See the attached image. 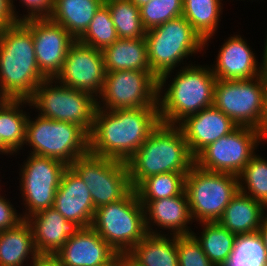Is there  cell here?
<instances>
[{
    "label": "cell",
    "mask_w": 267,
    "mask_h": 266,
    "mask_svg": "<svg viewBox=\"0 0 267 266\" xmlns=\"http://www.w3.org/2000/svg\"><path fill=\"white\" fill-rule=\"evenodd\" d=\"M104 0H54L50 19L63 26L76 40L87 30Z\"/></svg>",
    "instance_id": "4316f807"
},
{
    "label": "cell",
    "mask_w": 267,
    "mask_h": 266,
    "mask_svg": "<svg viewBox=\"0 0 267 266\" xmlns=\"http://www.w3.org/2000/svg\"><path fill=\"white\" fill-rule=\"evenodd\" d=\"M105 74L102 50L76 40L70 46L63 67L54 79L68 87L87 92L98 100Z\"/></svg>",
    "instance_id": "9a60e30c"
},
{
    "label": "cell",
    "mask_w": 267,
    "mask_h": 266,
    "mask_svg": "<svg viewBox=\"0 0 267 266\" xmlns=\"http://www.w3.org/2000/svg\"><path fill=\"white\" fill-rule=\"evenodd\" d=\"M22 22L31 30L40 72L46 78H55L76 39L50 18L28 19Z\"/></svg>",
    "instance_id": "2e32d148"
},
{
    "label": "cell",
    "mask_w": 267,
    "mask_h": 266,
    "mask_svg": "<svg viewBox=\"0 0 267 266\" xmlns=\"http://www.w3.org/2000/svg\"><path fill=\"white\" fill-rule=\"evenodd\" d=\"M264 210L267 208L262 203L238 192L225 207L217 222L236 235L255 233L267 216Z\"/></svg>",
    "instance_id": "603a6c76"
},
{
    "label": "cell",
    "mask_w": 267,
    "mask_h": 266,
    "mask_svg": "<svg viewBox=\"0 0 267 266\" xmlns=\"http://www.w3.org/2000/svg\"><path fill=\"white\" fill-rule=\"evenodd\" d=\"M121 266H132V265L128 260H126Z\"/></svg>",
    "instance_id": "c3c4849f"
},
{
    "label": "cell",
    "mask_w": 267,
    "mask_h": 266,
    "mask_svg": "<svg viewBox=\"0 0 267 266\" xmlns=\"http://www.w3.org/2000/svg\"><path fill=\"white\" fill-rule=\"evenodd\" d=\"M262 135L264 139L267 137V71H266L265 108H264V118L262 125Z\"/></svg>",
    "instance_id": "7bdbcfd3"
},
{
    "label": "cell",
    "mask_w": 267,
    "mask_h": 266,
    "mask_svg": "<svg viewBox=\"0 0 267 266\" xmlns=\"http://www.w3.org/2000/svg\"><path fill=\"white\" fill-rule=\"evenodd\" d=\"M223 266H267V253L259 233L237 235L233 251Z\"/></svg>",
    "instance_id": "d6a6232c"
},
{
    "label": "cell",
    "mask_w": 267,
    "mask_h": 266,
    "mask_svg": "<svg viewBox=\"0 0 267 266\" xmlns=\"http://www.w3.org/2000/svg\"><path fill=\"white\" fill-rule=\"evenodd\" d=\"M33 231L36 252L39 255H55L82 227L68 221L53 207L32 214L26 219Z\"/></svg>",
    "instance_id": "ffe728a7"
},
{
    "label": "cell",
    "mask_w": 267,
    "mask_h": 266,
    "mask_svg": "<svg viewBox=\"0 0 267 266\" xmlns=\"http://www.w3.org/2000/svg\"><path fill=\"white\" fill-rule=\"evenodd\" d=\"M28 101L29 106L40 110L39 116L74 123L88 134L92 130L97 99L87 92L63 85L54 78H46Z\"/></svg>",
    "instance_id": "ba28073f"
},
{
    "label": "cell",
    "mask_w": 267,
    "mask_h": 266,
    "mask_svg": "<svg viewBox=\"0 0 267 266\" xmlns=\"http://www.w3.org/2000/svg\"><path fill=\"white\" fill-rule=\"evenodd\" d=\"M53 208L68 221L78 223L82 228L91 226L95 207L85 183L68 166L56 191Z\"/></svg>",
    "instance_id": "ac0fdd59"
},
{
    "label": "cell",
    "mask_w": 267,
    "mask_h": 266,
    "mask_svg": "<svg viewBox=\"0 0 267 266\" xmlns=\"http://www.w3.org/2000/svg\"><path fill=\"white\" fill-rule=\"evenodd\" d=\"M118 39L108 6L103 3L96 11L87 30L77 39L80 43L103 50Z\"/></svg>",
    "instance_id": "e575fe53"
},
{
    "label": "cell",
    "mask_w": 267,
    "mask_h": 266,
    "mask_svg": "<svg viewBox=\"0 0 267 266\" xmlns=\"http://www.w3.org/2000/svg\"><path fill=\"white\" fill-rule=\"evenodd\" d=\"M29 155L20 171V191L25 202L23 204L27 206L25 209L28 210L22 216L23 219L53 207L61 176L68 167L55 158Z\"/></svg>",
    "instance_id": "5bb4252c"
},
{
    "label": "cell",
    "mask_w": 267,
    "mask_h": 266,
    "mask_svg": "<svg viewBox=\"0 0 267 266\" xmlns=\"http://www.w3.org/2000/svg\"><path fill=\"white\" fill-rule=\"evenodd\" d=\"M201 236L192 233L202 246L214 266H223L231 255L236 234L231 233L219 222H202Z\"/></svg>",
    "instance_id": "f546056e"
},
{
    "label": "cell",
    "mask_w": 267,
    "mask_h": 266,
    "mask_svg": "<svg viewBox=\"0 0 267 266\" xmlns=\"http://www.w3.org/2000/svg\"><path fill=\"white\" fill-rule=\"evenodd\" d=\"M158 95L159 79L151 71L106 72L97 107L102 110L159 108Z\"/></svg>",
    "instance_id": "7c38bea8"
},
{
    "label": "cell",
    "mask_w": 267,
    "mask_h": 266,
    "mask_svg": "<svg viewBox=\"0 0 267 266\" xmlns=\"http://www.w3.org/2000/svg\"><path fill=\"white\" fill-rule=\"evenodd\" d=\"M23 104L29 105V101L0 99V137L14 154L25 143L26 123L29 115L27 116L26 112L20 109L24 106Z\"/></svg>",
    "instance_id": "83f0119b"
},
{
    "label": "cell",
    "mask_w": 267,
    "mask_h": 266,
    "mask_svg": "<svg viewBox=\"0 0 267 266\" xmlns=\"http://www.w3.org/2000/svg\"><path fill=\"white\" fill-rule=\"evenodd\" d=\"M33 266H65L54 255H39Z\"/></svg>",
    "instance_id": "60d3db41"
},
{
    "label": "cell",
    "mask_w": 267,
    "mask_h": 266,
    "mask_svg": "<svg viewBox=\"0 0 267 266\" xmlns=\"http://www.w3.org/2000/svg\"><path fill=\"white\" fill-rule=\"evenodd\" d=\"M187 173H161L143 179L134 189L144 206L150 200L180 195L185 190Z\"/></svg>",
    "instance_id": "4dcf8cb0"
},
{
    "label": "cell",
    "mask_w": 267,
    "mask_h": 266,
    "mask_svg": "<svg viewBox=\"0 0 267 266\" xmlns=\"http://www.w3.org/2000/svg\"><path fill=\"white\" fill-rule=\"evenodd\" d=\"M139 9L142 25L147 31L182 16L183 0H151Z\"/></svg>",
    "instance_id": "d590c367"
},
{
    "label": "cell",
    "mask_w": 267,
    "mask_h": 266,
    "mask_svg": "<svg viewBox=\"0 0 267 266\" xmlns=\"http://www.w3.org/2000/svg\"><path fill=\"white\" fill-rule=\"evenodd\" d=\"M222 46L211 68L217 80L251 79L267 71L262 63L257 65L255 53L240 35L229 37Z\"/></svg>",
    "instance_id": "d6986e66"
},
{
    "label": "cell",
    "mask_w": 267,
    "mask_h": 266,
    "mask_svg": "<svg viewBox=\"0 0 267 266\" xmlns=\"http://www.w3.org/2000/svg\"><path fill=\"white\" fill-rule=\"evenodd\" d=\"M31 119H27L24 143L32 147L30 154L55 158L69 166L89 152V134L81 126L39 115Z\"/></svg>",
    "instance_id": "52a82bcc"
},
{
    "label": "cell",
    "mask_w": 267,
    "mask_h": 266,
    "mask_svg": "<svg viewBox=\"0 0 267 266\" xmlns=\"http://www.w3.org/2000/svg\"><path fill=\"white\" fill-rule=\"evenodd\" d=\"M178 126L181 128L189 151L194 158L208 145L238 127L231 118L214 106L187 116Z\"/></svg>",
    "instance_id": "e0dca14e"
},
{
    "label": "cell",
    "mask_w": 267,
    "mask_h": 266,
    "mask_svg": "<svg viewBox=\"0 0 267 266\" xmlns=\"http://www.w3.org/2000/svg\"><path fill=\"white\" fill-rule=\"evenodd\" d=\"M69 167L87 186L95 209L124 198L133 189L126 162L88 152Z\"/></svg>",
    "instance_id": "8fae6325"
},
{
    "label": "cell",
    "mask_w": 267,
    "mask_h": 266,
    "mask_svg": "<svg viewBox=\"0 0 267 266\" xmlns=\"http://www.w3.org/2000/svg\"><path fill=\"white\" fill-rule=\"evenodd\" d=\"M110 10L118 38L135 39L144 38V29L140 9L131 0H104Z\"/></svg>",
    "instance_id": "1f68e13d"
},
{
    "label": "cell",
    "mask_w": 267,
    "mask_h": 266,
    "mask_svg": "<svg viewBox=\"0 0 267 266\" xmlns=\"http://www.w3.org/2000/svg\"><path fill=\"white\" fill-rule=\"evenodd\" d=\"M266 91V72L241 80H217L213 106L231 118L237 126L262 132Z\"/></svg>",
    "instance_id": "30bf717a"
},
{
    "label": "cell",
    "mask_w": 267,
    "mask_h": 266,
    "mask_svg": "<svg viewBox=\"0 0 267 266\" xmlns=\"http://www.w3.org/2000/svg\"><path fill=\"white\" fill-rule=\"evenodd\" d=\"M38 256L33 231L26 219L16 227L0 232V266H23L29 258L30 266H33Z\"/></svg>",
    "instance_id": "484cf974"
},
{
    "label": "cell",
    "mask_w": 267,
    "mask_h": 266,
    "mask_svg": "<svg viewBox=\"0 0 267 266\" xmlns=\"http://www.w3.org/2000/svg\"><path fill=\"white\" fill-rule=\"evenodd\" d=\"M137 7H141L142 5L149 3L151 0H131Z\"/></svg>",
    "instance_id": "7dc6e473"
},
{
    "label": "cell",
    "mask_w": 267,
    "mask_h": 266,
    "mask_svg": "<svg viewBox=\"0 0 267 266\" xmlns=\"http://www.w3.org/2000/svg\"><path fill=\"white\" fill-rule=\"evenodd\" d=\"M13 0H0V31L19 21Z\"/></svg>",
    "instance_id": "ab89813d"
},
{
    "label": "cell",
    "mask_w": 267,
    "mask_h": 266,
    "mask_svg": "<svg viewBox=\"0 0 267 266\" xmlns=\"http://www.w3.org/2000/svg\"><path fill=\"white\" fill-rule=\"evenodd\" d=\"M126 256L132 266H179L176 235L148 233Z\"/></svg>",
    "instance_id": "cb8c5ba5"
},
{
    "label": "cell",
    "mask_w": 267,
    "mask_h": 266,
    "mask_svg": "<svg viewBox=\"0 0 267 266\" xmlns=\"http://www.w3.org/2000/svg\"><path fill=\"white\" fill-rule=\"evenodd\" d=\"M126 163L134 189L151 175L188 173L195 164V158L181 128L161 122Z\"/></svg>",
    "instance_id": "3957f363"
},
{
    "label": "cell",
    "mask_w": 267,
    "mask_h": 266,
    "mask_svg": "<svg viewBox=\"0 0 267 266\" xmlns=\"http://www.w3.org/2000/svg\"><path fill=\"white\" fill-rule=\"evenodd\" d=\"M127 260L126 254L117 253L110 261L99 266H121Z\"/></svg>",
    "instance_id": "b9f144b4"
},
{
    "label": "cell",
    "mask_w": 267,
    "mask_h": 266,
    "mask_svg": "<svg viewBox=\"0 0 267 266\" xmlns=\"http://www.w3.org/2000/svg\"><path fill=\"white\" fill-rule=\"evenodd\" d=\"M0 154H6L7 153V155L8 154H12L13 155V152L2 142V140H1V137H0Z\"/></svg>",
    "instance_id": "f6af8a7d"
},
{
    "label": "cell",
    "mask_w": 267,
    "mask_h": 266,
    "mask_svg": "<svg viewBox=\"0 0 267 266\" xmlns=\"http://www.w3.org/2000/svg\"><path fill=\"white\" fill-rule=\"evenodd\" d=\"M185 192L193 220L217 222L239 192L238 176L203 170L194 164L185 176Z\"/></svg>",
    "instance_id": "9c48e42d"
},
{
    "label": "cell",
    "mask_w": 267,
    "mask_h": 266,
    "mask_svg": "<svg viewBox=\"0 0 267 266\" xmlns=\"http://www.w3.org/2000/svg\"><path fill=\"white\" fill-rule=\"evenodd\" d=\"M267 36V35H266ZM267 38V37H266ZM265 49L263 50V60H262V64L267 68V39H266V42H265V47H264Z\"/></svg>",
    "instance_id": "bcb514c9"
},
{
    "label": "cell",
    "mask_w": 267,
    "mask_h": 266,
    "mask_svg": "<svg viewBox=\"0 0 267 266\" xmlns=\"http://www.w3.org/2000/svg\"><path fill=\"white\" fill-rule=\"evenodd\" d=\"M91 227L117 253L127 254L148 234L144 206L135 189L124 198L95 209Z\"/></svg>",
    "instance_id": "8992f818"
},
{
    "label": "cell",
    "mask_w": 267,
    "mask_h": 266,
    "mask_svg": "<svg viewBox=\"0 0 267 266\" xmlns=\"http://www.w3.org/2000/svg\"><path fill=\"white\" fill-rule=\"evenodd\" d=\"M4 198L0 194V231L16 227L24 220L23 215L19 216L9 200Z\"/></svg>",
    "instance_id": "f35d334b"
},
{
    "label": "cell",
    "mask_w": 267,
    "mask_h": 266,
    "mask_svg": "<svg viewBox=\"0 0 267 266\" xmlns=\"http://www.w3.org/2000/svg\"><path fill=\"white\" fill-rule=\"evenodd\" d=\"M237 176L239 192L252 197L267 208V160L255 154Z\"/></svg>",
    "instance_id": "836d02e7"
},
{
    "label": "cell",
    "mask_w": 267,
    "mask_h": 266,
    "mask_svg": "<svg viewBox=\"0 0 267 266\" xmlns=\"http://www.w3.org/2000/svg\"><path fill=\"white\" fill-rule=\"evenodd\" d=\"M105 72L151 71L144 38L120 39L102 50Z\"/></svg>",
    "instance_id": "d4e9b609"
},
{
    "label": "cell",
    "mask_w": 267,
    "mask_h": 266,
    "mask_svg": "<svg viewBox=\"0 0 267 266\" xmlns=\"http://www.w3.org/2000/svg\"><path fill=\"white\" fill-rule=\"evenodd\" d=\"M23 5L28 7L27 13L19 17V21L36 18H49L53 8L54 0H20Z\"/></svg>",
    "instance_id": "74e56055"
},
{
    "label": "cell",
    "mask_w": 267,
    "mask_h": 266,
    "mask_svg": "<svg viewBox=\"0 0 267 266\" xmlns=\"http://www.w3.org/2000/svg\"><path fill=\"white\" fill-rule=\"evenodd\" d=\"M145 225L150 234H161L151 228V224L170 229V235H189L187 224L192 223V216L185 190L177 196L150 200L144 205ZM151 220V221H150ZM152 222V223H151Z\"/></svg>",
    "instance_id": "7402d4cb"
},
{
    "label": "cell",
    "mask_w": 267,
    "mask_h": 266,
    "mask_svg": "<svg viewBox=\"0 0 267 266\" xmlns=\"http://www.w3.org/2000/svg\"><path fill=\"white\" fill-rule=\"evenodd\" d=\"M188 65L172 78L171 85L165 88L166 92L159 90L158 106L162 123L178 125L187 116L213 106L217 79L211 67Z\"/></svg>",
    "instance_id": "277c9868"
},
{
    "label": "cell",
    "mask_w": 267,
    "mask_h": 266,
    "mask_svg": "<svg viewBox=\"0 0 267 266\" xmlns=\"http://www.w3.org/2000/svg\"><path fill=\"white\" fill-rule=\"evenodd\" d=\"M145 40L150 69L159 79V90L167 86L170 73L184 58L206 47L205 41L183 16L147 30Z\"/></svg>",
    "instance_id": "5b68a950"
},
{
    "label": "cell",
    "mask_w": 267,
    "mask_h": 266,
    "mask_svg": "<svg viewBox=\"0 0 267 266\" xmlns=\"http://www.w3.org/2000/svg\"><path fill=\"white\" fill-rule=\"evenodd\" d=\"M116 254L117 252L89 226L69 237L54 256L65 266H99L110 261Z\"/></svg>",
    "instance_id": "44dd1931"
},
{
    "label": "cell",
    "mask_w": 267,
    "mask_h": 266,
    "mask_svg": "<svg viewBox=\"0 0 267 266\" xmlns=\"http://www.w3.org/2000/svg\"><path fill=\"white\" fill-rule=\"evenodd\" d=\"M161 123L159 108H96L89 153L127 162Z\"/></svg>",
    "instance_id": "6da1fadb"
},
{
    "label": "cell",
    "mask_w": 267,
    "mask_h": 266,
    "mask_svg": "<svg viewBox=\"0 0 267 266\" xmlns=\"http://www.w3.org/2000/svg\"><path fill=\"white\" fill-rule=\"evenodd\" d=\"M179 266H214L193 234L176 235Z\"/></svg>",
    "instance_id": "8d00e7d4"
},
{
    "label": "cell",
    "mask_w": 267,
    "mask_h": 266,
    "mask_svg": "<svg viewBox=\"0 0 267 266\" xmlns=\"http://www.w3.org/2000/svg\"><path fill=\"white\" fill-rule=\"evenodd\" d=\"M262 140L264 137L260 130L238 126L204 148L195 157V165L211 172L238 175L255 155L254 150Z\"/></svg>",
    "instance_id": "4fadbf2b"
},
{
    "label": "cell",
    "mask_w": 267,
    "mask_h": 266,
    "mask_svg": "<svg viewBox=\"0 0 267 266\" xmlns=\"http://www.w3.org/2000/svg\"><path fill=\"white\" fill-rule=\"evenodd\" d=\"M46 79L35 56L31 30L18 21L0 31V99L28 100Z\"/></svg>",
    "instance_id": "7a4b0ae2"
},
{
    "label": "cell",
    "mask_w": 267,
    "mask_h": 266,
    "mask_svg": "<svg viewBox=\"0 0 267 266\" xmlns=\"http://www.w3.org/2000/svg\"><path fill=\"white\" fill-rule=\"evenodd\" d=\"M259 235L261 236L266 253H267V216L263 219V222L258 230Z\"/></svg>",
    "instance_id": "ee69618b"
},
{
    "label": "cell",
    "mask_w": 267,
    "mask_h": 266,
    "mask_svg": "<svg viewBox=\"0 0 267 266\" xmlns=\"http://www.w3.org/2000/svg\"><path fill=\"white\" fill-rule=\"evenodd\" d=\"M222 0H183L182 16L207 45L218 28Z\"/></svg>",
    "instance_id": "f1b7e54d"
}]
</instances>
